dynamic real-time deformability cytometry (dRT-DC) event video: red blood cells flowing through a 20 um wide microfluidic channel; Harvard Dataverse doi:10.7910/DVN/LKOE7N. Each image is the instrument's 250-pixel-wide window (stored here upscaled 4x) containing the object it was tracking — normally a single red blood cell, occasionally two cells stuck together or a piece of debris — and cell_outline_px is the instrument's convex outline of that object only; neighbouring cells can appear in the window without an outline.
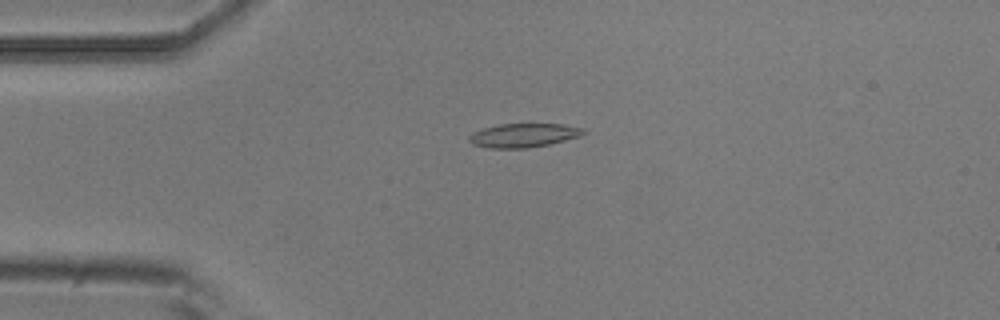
{"species": "common noctule bat (a hibernating species)", "species_latin": "Nyctalus noctula", "temperature_condition": "room temperature", "stored_images_in_passage": 7, "camera_frame_rate_fps": 3000, "um_per_image_px": 0.085, "animal": {"sex": "male", "body_mass_g": 20.5, "forearm_length_mm": 52.5}, "frame": {"image": 1, "passage_image": 1, "time_ms": 0.0, "image_size_px": [1000, 320], "cell_outline_px": [[588, 132], [580, 136], [548, 144], [528, 148], [488, 148], [472, 144], [468, 140], [468, 136], [472, 132], [484, 128], [500, 124], [564, 124], [584, 128]], "centroid_in_image_um": [44.5, 11.5], "position_along_channel_um": 40.5, "area_um2": 15.95}}
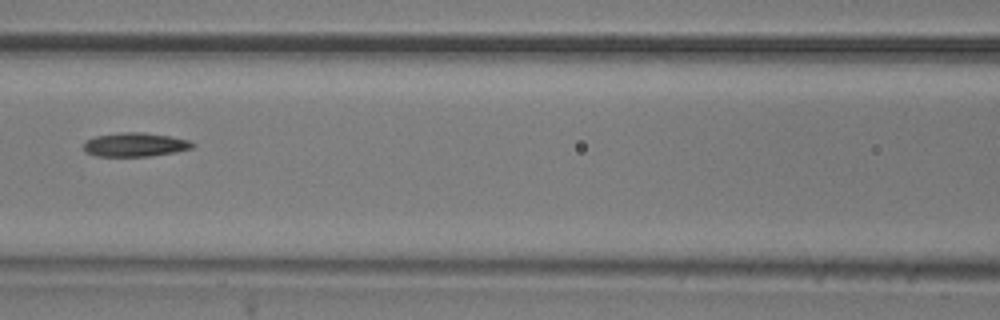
{"frame": {"image": 2, "passage_image": 4, "time_ms": 1.0, "image_size_px": [1000, 320], "cell_outline_px": [[196, 144], [192, 148], [176, 152], [152, 156], [96, 156], [88, 152], [84, 148], [84, 140], [96, 136], [120, 132], [144, 132], [168, 136], [188, 140]], "centroid_in_image_um": [11.49, 12.29], "position_along_channel_um": 155.1, "area_um2": 15.14}}
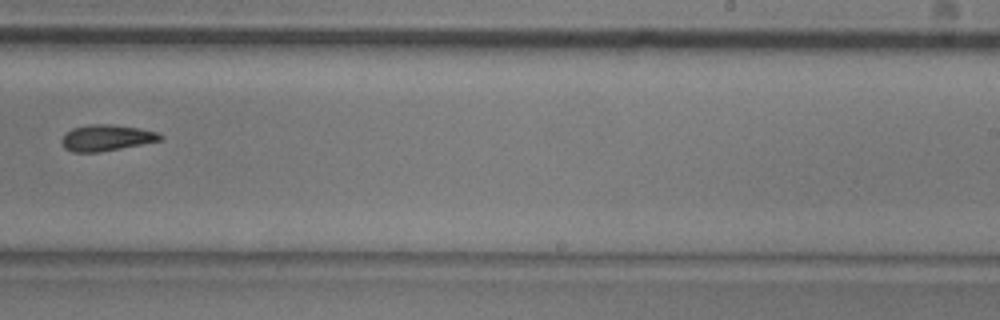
{"frame": {"image": 3, "passage_image": 7, "time_ms": 2.0, "image_size_px": [1000, 320], "cell_outline_px": [[164, 140], [120, 148], [96, 152], [72, 152], [64, 148], [60, 140], [64, 132], [72, 128], [88, 124], [112, 124], [140, 128], [156, 132], [164, 136]], "centroid_in_image_um": [9.02, 11.7], "position_along_channel_um": 280.0, "area_um2": 15.2}}